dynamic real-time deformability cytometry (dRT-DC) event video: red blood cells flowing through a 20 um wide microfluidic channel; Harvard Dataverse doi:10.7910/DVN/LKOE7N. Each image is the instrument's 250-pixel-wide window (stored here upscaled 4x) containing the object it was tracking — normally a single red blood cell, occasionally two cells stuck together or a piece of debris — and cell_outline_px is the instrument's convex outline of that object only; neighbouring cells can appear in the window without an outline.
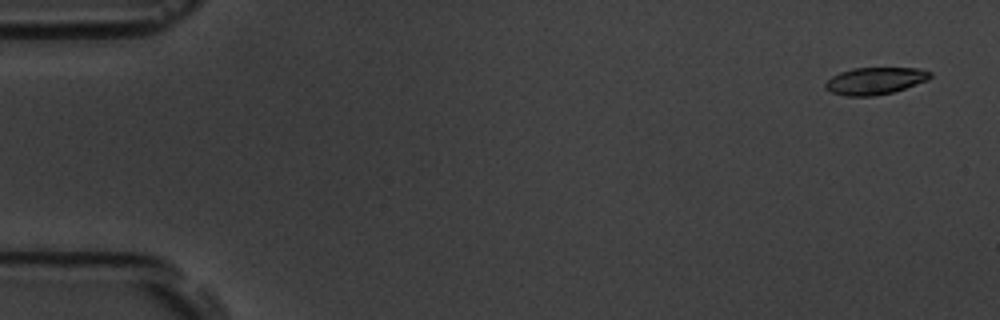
{"species": "common noctule bat (a hibernating species)", "species_latin": "Nyctalus noctula", "temperature_condition": "room temperature", "stored_images_in_passage": 55, "camera_frame_rate_fps": 3000, "um_per_image_px": 0.085, "animal": {"sex": "male", "body_mass_g": 19.5, "forearm_length_mm": 54.6}, "frame": {"image": 1, "passage_image": 3, "time_ms": 0.667, "image_size_px": [1000, 320], "cell_outline_px": [[932, 76], [928, 80], [892, 92], [872, 96], [844, 96], [832, 92], [824, 88], [824, 84], [832, 76], [840, 72], [852, 68], [920, 68], [932, 72]], "centroid_in_image_um": [74.37, 6.86], "position_along_channel_um": 10.6, "area_um2": 16.53}}
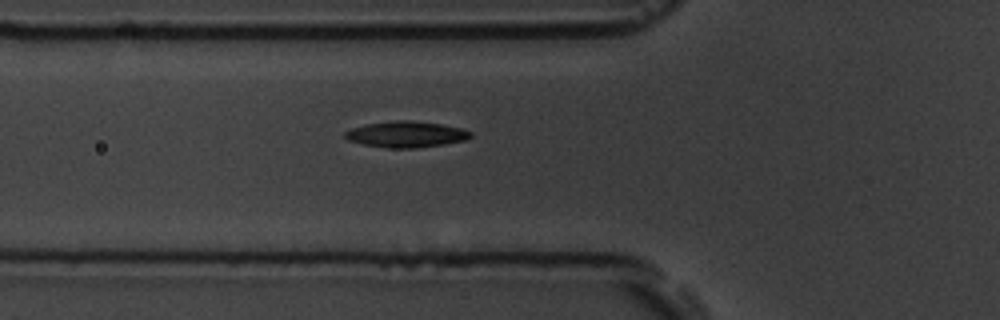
{"frame": {"image": 2, "passage_image": 20, "time_ms": 6.333, "image_size_px": [1000, 320], "cell_outline_px": [[472, 136], [468, 140], [444, 144], [412, 148], [388, 148], [364, 144], [348, 140], [344, 136], [344, 132], [352, 128], [368, 124], [396, 120], [412, 120], [440, 124], [464, 128], [472, 132]], "centroid_in_image_um": [34.57, 11.41], "position_along_channel_um": 91.2, "area_um2": 19.07}}
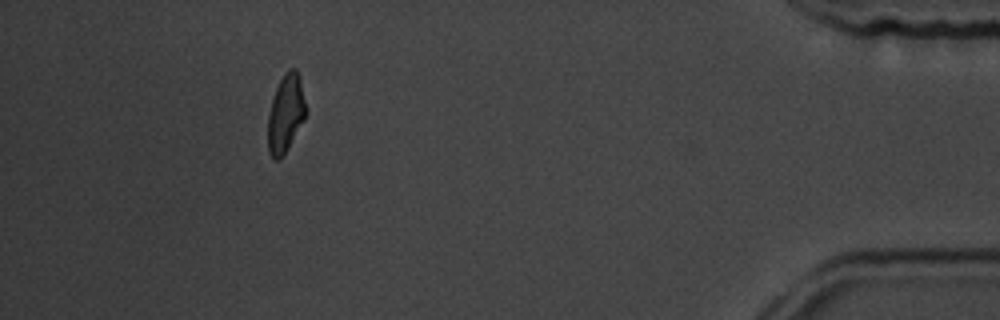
{"frame": {"image": 3, "passage_image": 50, "time_ms": 16.333, "image_size_px": [1000, 320], "cell_outline_px": [[308, 112], [304, 120], [288, 148], [280, 160], [276, 160], [268, 152], [268, 116], [272, 100], [276, 88], [284, 72], [288, 68], [296, 68], [300, 76]], "centroid_in_image_um": [24.31, 9.62], "position_along_channel_um": 410.9, "area_um2": 17.46}, "authors_computed_cell_mechanics": {"area_um2": 17.6868, "velocity_mm_per_s": 3.7817, "shape_relaxation_time_tau1_ms": 6.3278, "shape_relaxation_time_tau2_ms": 6.1096, "deformation_change_tau1": 0.1619, "deformation_change_tau2": 0.13}}